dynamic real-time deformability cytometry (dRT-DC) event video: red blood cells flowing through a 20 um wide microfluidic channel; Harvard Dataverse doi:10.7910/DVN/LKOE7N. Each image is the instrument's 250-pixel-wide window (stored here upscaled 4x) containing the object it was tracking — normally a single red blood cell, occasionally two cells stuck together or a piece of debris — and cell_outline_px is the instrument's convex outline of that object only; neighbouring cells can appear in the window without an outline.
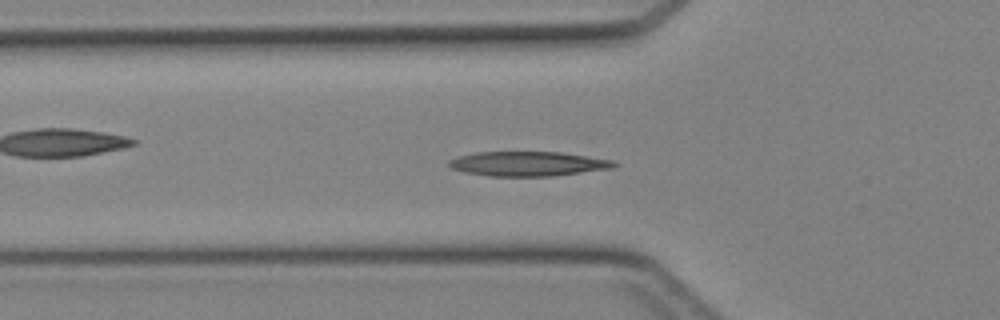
{"species": "Egyptian fruit bat (a non-hibernating species)", "species_latin": "Rousettus aegyptiacus", "temperature_condition": "cold", "stored_images_in_passage": 44, "camera_frame_rate_fps": 3000, "um_per_image_px": 0.085, "animal": {"sex": "female"}, "frame": {"image": 1, "passage_image": 14, "time_ms": 4.333, "image_size_px": [1000, 320], "cell_outline_px": [[620, 164], [612, 168], [552, 176], [488, 176], [464, 172], [452, 168], [448, 164], [448, 160], [456, 156], [476, 152], [560, 152], [612, 160]], "centroid_in_image_um": [44.84, 13.92], "position_along_channel_um": 81.0, "area_um2": 23.64}}
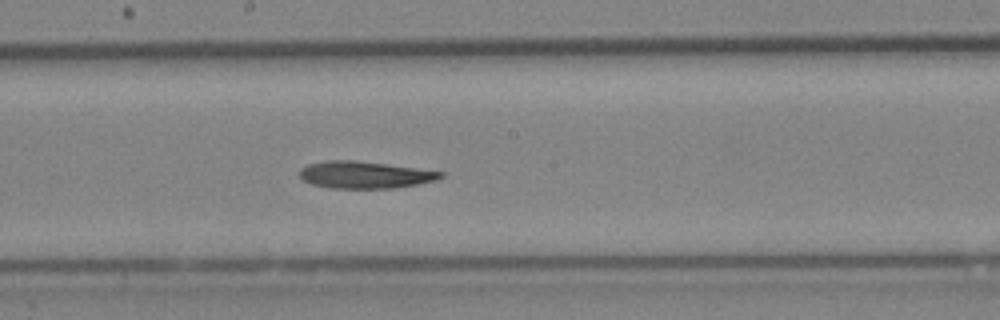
{"frame": {"image": 2, "passage_image": 23, "time_ms": 7.333, "image_size_px": [1000, 320], "cell_outline_px": [[444, 176], [436, 180], [420, 184], [396, 188], [328, 188], [312, 184], [304, 180], [300, 176], [300, 168], [308, 164], [328, 160], [352, 160], [384, 164], [444, 172]], "centroid_in_image_um": [31.0, 14.87], "position_along_channel_um": 217.2, "area_um2": 22.08}}
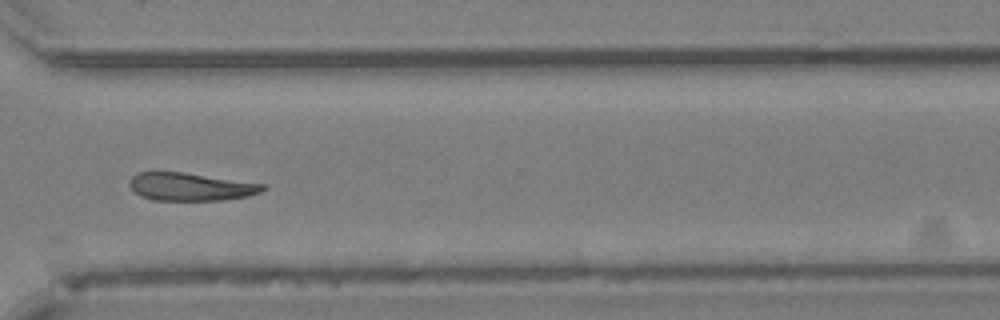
{"frame": {"image": 3, "passage_image": 32, "time_ms": 10.333, "image_size_px": [1000, 320], "cell_outline_px": [[268, 188], [260, 192], [248, 196], [224, 200], [156, 200], [140, 196], [128, 184], [132, 176], [140, 172], [184, 172], [264, 184]], "centroid_in_image_um": [16.22, 15.87], "position_along_channel_um": 354.4, "area_um2": 21.56}}